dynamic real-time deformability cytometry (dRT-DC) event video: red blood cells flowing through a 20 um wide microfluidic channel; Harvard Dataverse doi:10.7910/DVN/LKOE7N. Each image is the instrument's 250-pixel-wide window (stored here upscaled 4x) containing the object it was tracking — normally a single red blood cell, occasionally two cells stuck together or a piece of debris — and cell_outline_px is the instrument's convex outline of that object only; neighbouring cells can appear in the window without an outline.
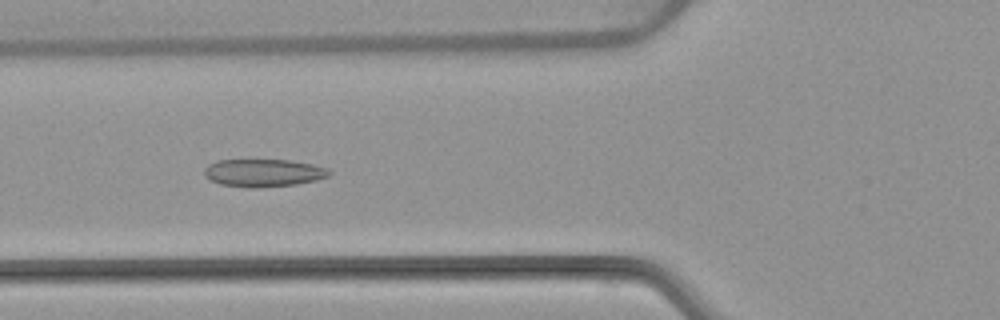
{"species": "common noctule bat (a hibernating species)", "species_latin": "Nyctalus noctula", "temperature_condition": "warm", "stored_images_in_passage": 7, "camera_frame_rate_fps": 3000, "um_per_image_px": 0.085, "animal": {"sex": "female", "body_mass_g": 22.7, "forearm_length_mm": 54.2}, "frame": {"image": 1, "passage_image": 6, "time_ms": 6.0, "image_size_px": [1000, 320], "cell_outline_px": [[332, 172], [328, 176], [316, 180], [296, 184], [256, 188], [248, 188], [220, 184], [204, 176], [204, 168], [208, 164], [216, 160], [288, 160], [312, 164], [328, 168]], "centroid_in_image_um": [22.38, 14.69], "position_along_channel_um": 103.4, "area_um2": 20.23}}
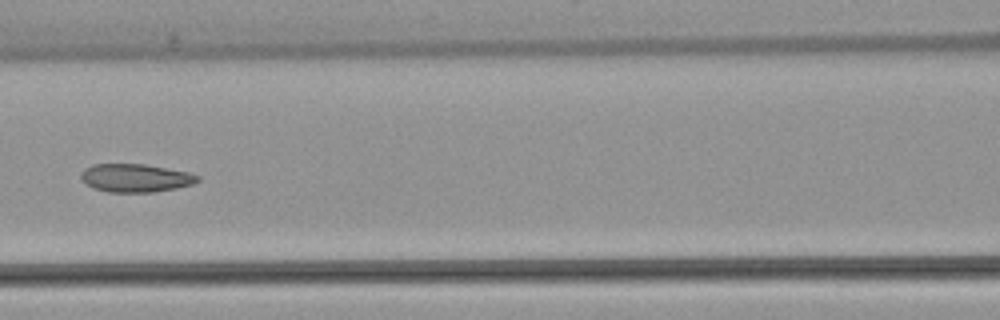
{"frame": {"image": 2, "passage_image": 7, "time_ms": 7.333, "image_size_px": [1000, 320], "cell_outline_px": [[200, 180], [192, 184], [176, 188], [152, 192], [108, 192], [92, 188], [80, 176], [80, 172], [84, 168], [92, 164], [144, 164], [188, 172], [200, 176]], "centroid_in_image_um": [11.5, 15.12], "position_along_channel_um": 155.1, "area_um2": 19.13}}